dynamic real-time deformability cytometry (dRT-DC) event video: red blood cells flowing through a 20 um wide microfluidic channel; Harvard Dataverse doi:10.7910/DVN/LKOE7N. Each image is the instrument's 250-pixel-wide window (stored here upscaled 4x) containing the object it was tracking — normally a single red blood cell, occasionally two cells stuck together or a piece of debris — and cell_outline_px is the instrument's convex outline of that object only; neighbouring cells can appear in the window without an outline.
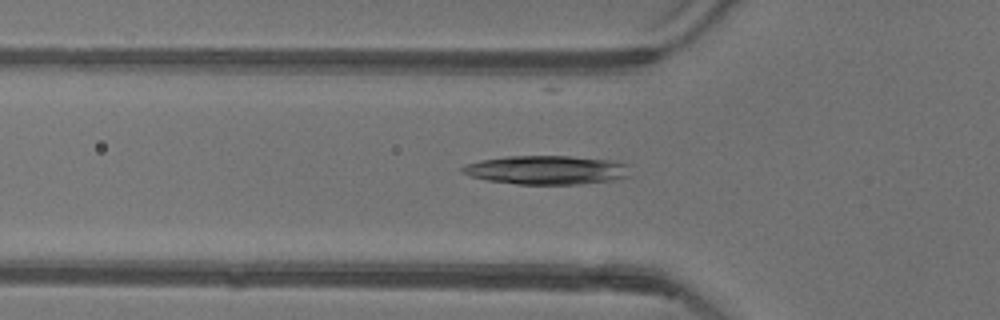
{"species": "common noctule bat (a hibernating species)", "species_latin": "Nyctalus noctula", "temperature_condition": "warm", "stored_images_in_passage": 47, "camera_frame_rate_fps": 3000, "um_per_image_px": 0.085, "animal": {"sex": "female"}, "frame": {"image": 1, "passage_image": 16, "time_ms": 5.0, "image_size_px": [1000, 320], "cell_outline_px": [[636, 176], [612, 180], [580, 184], [516, 184], [488, 180], [472, 176], [460, 172], [460, 168], [468, 164], [480, 160], [508, 156], [572, 156], [612, 160], [632, 164]], "centroid_in_image_um": [46.63, 14.44], "position_along_channel_um": 79.2, "area_um2": 28.78}}
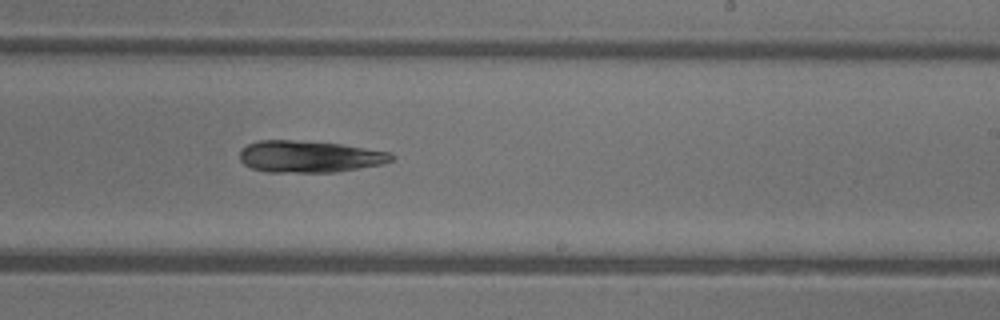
{"frame": {"image": 2, "passage_image": 30, "time_ms": 9.667, "image_size_px": [1000, 320], "cell_outline_px": [[396, 156], [392, 160], [380, 164], [336, 172], [268, 172], [252, 168], [244, 164], [240, 160], [240, 152], [248, 144], [260, 140], [292, 140], [340, 144], [388, 152]], "centroid_in_image_um": [26.27, 13.31], "position_along_channel_um": 262.7, "area_um2": 27.74}}
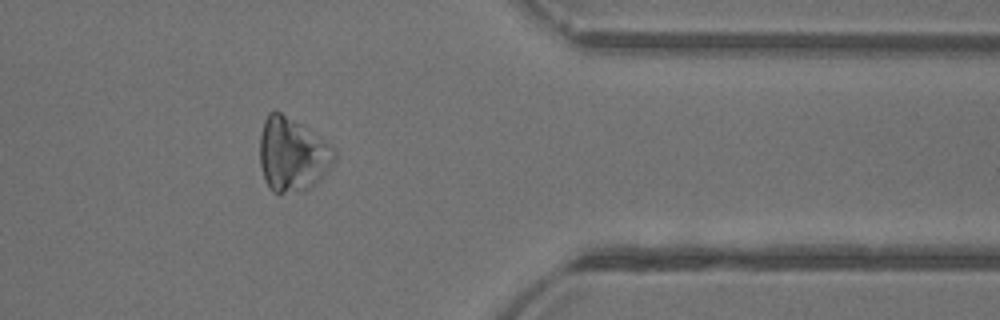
{"frame": {"image": 3, "passage_image": 41, "time_ms": 13.333, "image_size_px": [1000, 320], "cell_outline_px": [[336, 160], [320, 180], [316, 184], [300, 192], [272, 192], [268, 188], [264, 180], [260, 164], [260, 136], [264, 120], [268, 112], [280, 112], [332, 144], [336, 152]], "centroid_in_image_um": [24.86, 13.16], "position_along_channel_um": 386.5, "area_um2": 32.14}}